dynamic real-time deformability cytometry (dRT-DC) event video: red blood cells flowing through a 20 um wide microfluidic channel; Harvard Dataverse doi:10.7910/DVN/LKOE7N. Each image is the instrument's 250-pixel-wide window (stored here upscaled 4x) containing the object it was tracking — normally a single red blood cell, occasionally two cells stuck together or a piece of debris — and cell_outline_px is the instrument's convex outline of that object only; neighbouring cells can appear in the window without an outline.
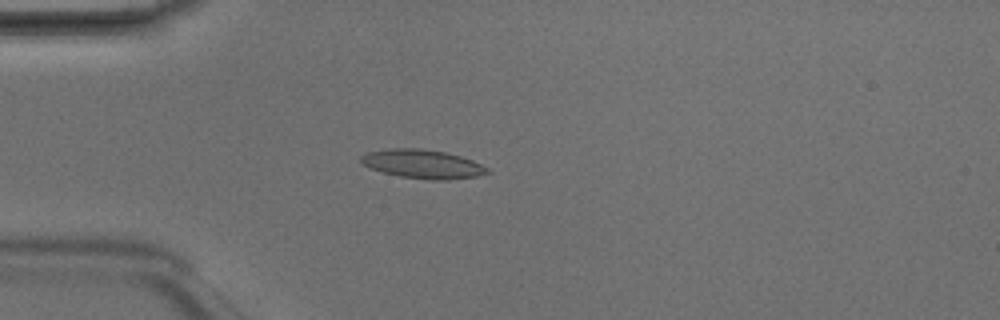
{"species": "Egyptian fruit bat (a non-hibernating species)", "species_latin": "Rousettus aegyptiacus", "temperature_condition": "room temperature", "stored_images_in_passage": 1, "camera_frame_rate_fps": 3000, "um_per_image_px": 0.085, "animal": {"sex": "male"}, "frame": {"image": 1, "passage_image": 1, "time_ms": 0.0, "image_size_px": [1000, 320], "cell_outline_px": [[492, 172], [476, 176], [448, 180], [432, 180], [400, 176], [384, 172], [372, 168], [364, 164], [360, 160], [360, 156], [368, 152], [388, 148], [420, 148], [444, 152], [460, 156], [472, 160], [488, 168]], "centroid_in_image_um": [35.94, 13.94], "position_along_channel_um": 49.1, "area_um2": 21.04}}